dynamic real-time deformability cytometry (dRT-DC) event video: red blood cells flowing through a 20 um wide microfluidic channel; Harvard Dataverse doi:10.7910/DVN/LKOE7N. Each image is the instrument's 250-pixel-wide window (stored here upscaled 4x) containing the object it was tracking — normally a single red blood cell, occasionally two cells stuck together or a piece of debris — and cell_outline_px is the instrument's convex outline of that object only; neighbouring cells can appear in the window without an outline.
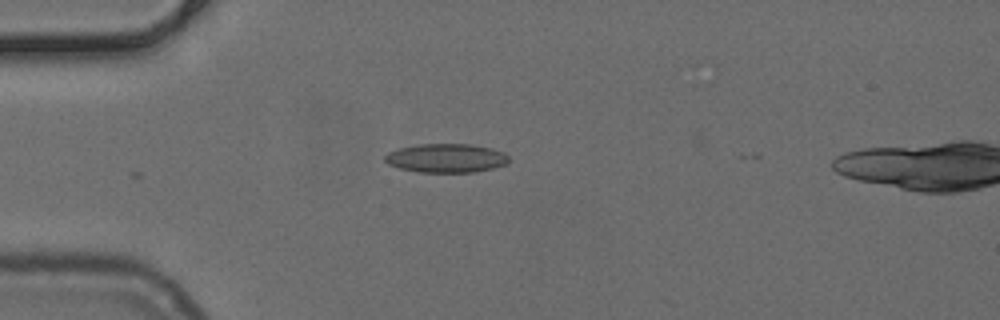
{"species": "common noctule bat (a hibernating species)", "species_latin": "Nyctalus noctula", "temperature_condition": "cold", "stored_images_in_passage": 6, "camera_frame_rate_fps": 3000, "um_per_image_px": 0.085, "animal": {"sex": "female", "body_mass_g": 24.6, "forearm_length_mm": 56.2}, "frame": {"image": 1, "passage_image": 1, "time_ms": 0.0, "image_size_px": [1000, 320], "cell_outline_px": [[508, 164], [476, 172], [420, 172], [400, 168], [388, 164], [384, 160], [384, 156], [388, 152], [400, 148], [416, 144], [468, 144], [492, 148], [504, 152], [508, 156]], "centroid_in_image_um": [37.93, 13.44], "position_along_channel_um": 47.1, "area_um2": 20.87}}
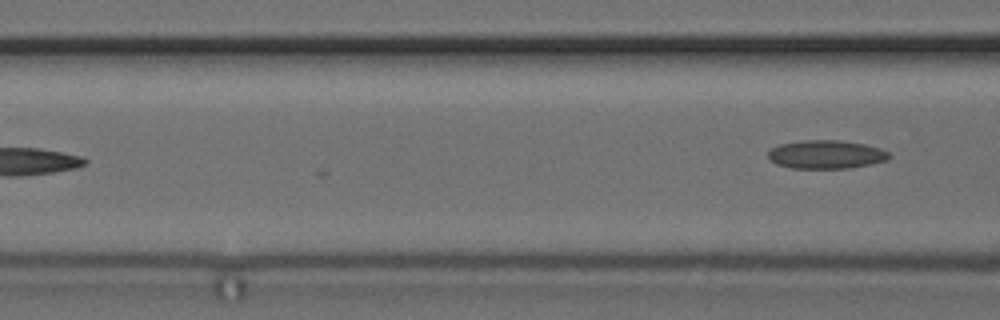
{"frame": {"image": 2, "passage_image": 6, "time_ms": 1.667, "image_size_px": [1000, 320], "cell_outline_px": [[892, 156], [888, 160], [872, 164], [852, 168], [792, 168], [776, 164], [768, 156], [768, 152], [772, 148], [780, 144], [800, 140], [840, 140], [864, 144], [880, 148], [888, 152]], "centroid_in_image_um": [70.25, 13.13], "position_along_channel_um": 96.3, "area_um2": 20.17}}